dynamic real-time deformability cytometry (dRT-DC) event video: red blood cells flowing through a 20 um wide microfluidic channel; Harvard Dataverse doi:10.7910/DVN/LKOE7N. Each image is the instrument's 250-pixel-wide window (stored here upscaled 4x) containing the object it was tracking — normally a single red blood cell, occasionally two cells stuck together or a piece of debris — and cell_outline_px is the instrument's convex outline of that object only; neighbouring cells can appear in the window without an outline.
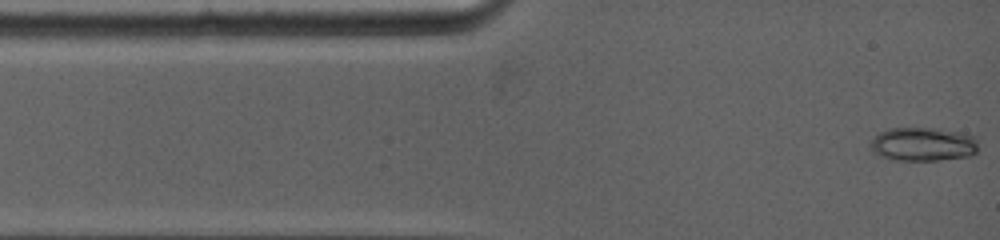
{"species": "common noctule bat (a hibernating species)", "species_latin": "Nyctalus noctula", "temperature_condition": "warm", "stored_images_in_passage": 53, "camera_frame_rate_fps": 5000, "um_per_image_px": 0.085, "animal": {"sex": "female", "body_mass_g": 19.0, "forearm_length_mm": 53.3}, "frame": {"image": 1, "passage_image": 1, "time_ms": 0.0, "image_size_px": [1000, 240], "cell_outline_px": [[976, 152], [972, 156], [940, 160], [892, 160], [880, 156], [872, 148], [872, 140], [880, 132], [888, 128], [932, 128], [960, 132], [976, 136]], "centroid_in_image_um": [78.49, 12.26], "position_along_channel_um": 6.5, "area_um2": 21.1}}
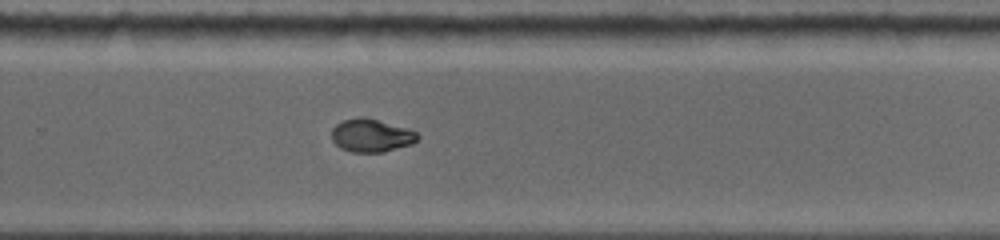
{"frame": {"image": 2, "passage_image": 27, "time_ms": 8.6, "image_size_px": [1000, 240], "cell_outline_px": [[420, 136], [412, 144], [384, 152], [352, 152], [340, 148], [332, 140], [332, 128], [336, 124], [344, 120], [360, 116], [364, 116], [408, 128], [416, 132]], "centroid_in_image_um": [31.56, 11.51], "position_along_channel_um": 298.2, "area_um2": 16.65}}
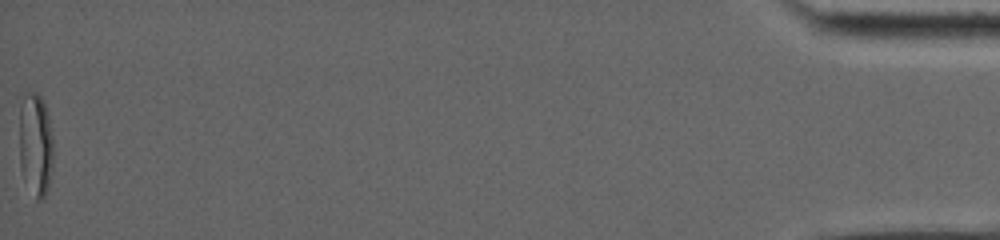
{"frame": {"image": 3, "passage_image": 53, "time_ms": 16.2, "image_size_px": [1000, 240], "cell_outline_px": [[52, 168], [48, 188], [44, 200], [36, 200], [20, 168], [20, 108], [24, 96], [28, 92], [36, 92], [44, 100], [48, 116], [52, 136]], "centroid_in_image_um": [3.03, 12.28], "position_along_channel_um": 432.2, "area_um2": 20.29}, "authors_computed_cell_mechanics": {"area_um2": 17.34, "velocity_mm_per_s": 3.9731, "shape_relaxation_time_tau1_ms": 8.5745, "shape_relaxation_time_tau2_ms": 1.2179, "deformation_change_tau1": 0.2612, "deformation_change_tau2": 0.0334}}